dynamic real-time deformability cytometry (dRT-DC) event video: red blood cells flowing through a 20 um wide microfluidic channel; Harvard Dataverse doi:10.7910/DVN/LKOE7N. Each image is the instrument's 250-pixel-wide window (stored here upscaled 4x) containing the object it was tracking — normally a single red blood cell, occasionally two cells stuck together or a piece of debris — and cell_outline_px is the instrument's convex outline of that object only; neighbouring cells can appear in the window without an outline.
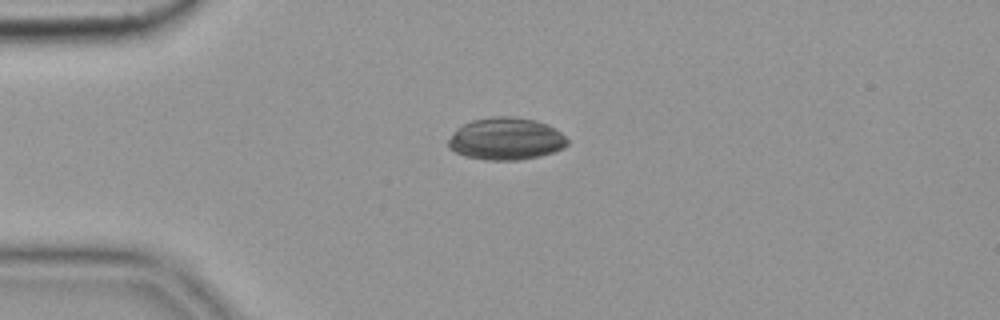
{"species": "common noctule bat (a hibernating species)", "species_latin": "Nyctalus noctula", "temperature_condition": "cold", "stored_images_in_passage": 2, "camera_frame_rate_fps": 3000, "um_per_image_px": 0.085, "animal": {"sex": "female", "body_mass_g": 19.9}, "frame": {"image": 1, "passage_image": 1, "time_ms": 0.0, "image_size_px": [1000, 320], "cell_outline_px": [[568, 144], [564, 148], [540, 156], [520, 160], [488, 160], [464, 156], [448, 148], [448, 140], [452, 132], [456, 128], [472, 120], [496, 116], [512, 116], [536, 120], [548, 124], [556, 128], [568, 140]], "centroid_in_image_um": [43.0, 11.8], "position_along_channel_um": 42.0, "area_um2": 29.54}}